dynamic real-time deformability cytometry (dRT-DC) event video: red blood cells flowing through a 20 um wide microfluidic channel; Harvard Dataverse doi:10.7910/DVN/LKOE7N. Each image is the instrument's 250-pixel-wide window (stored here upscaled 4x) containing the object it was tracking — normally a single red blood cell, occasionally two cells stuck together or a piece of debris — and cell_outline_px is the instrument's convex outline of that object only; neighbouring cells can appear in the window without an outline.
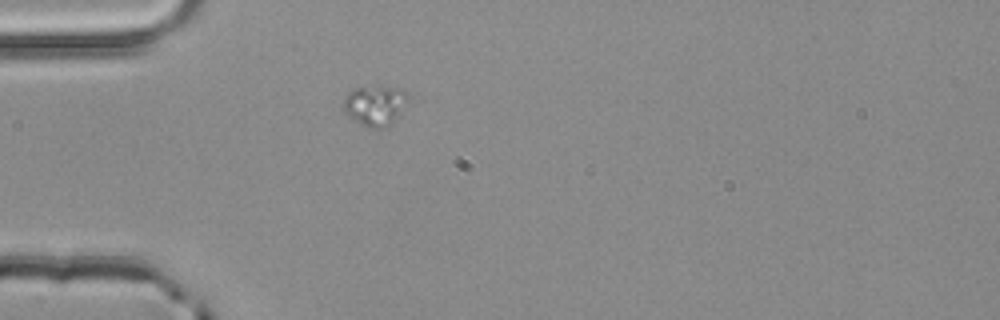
{"species": "common noctule bat (a hibernating species)", "species_latin": "Nyctalus noctula", "temperature_condition": "room temperature", "stored_images_in_passage": 1, "camera_frame_rate_fps": 3000, "um_per_image_px": 0.085, "animal": {"sex": "male", "body_mass_g": 20.4}, "frame": {"image": 1, "passage_image": 1, "time_ms": 0.0, "image_size_px": [1000, 320], "cell_outline_px": [[408, 96], [396, 120], [392, 124], [384, 128], [368, 128], [360, 124], [344, 108], [344, 96], [348, 92], [356, 88], [376, 84], [380, 84], [400, 88], [408, 92]], "centroid_in_image_um": [31.91, 8.91], "position_along_channel_um": 53.1, "area_um2": 15.26}}